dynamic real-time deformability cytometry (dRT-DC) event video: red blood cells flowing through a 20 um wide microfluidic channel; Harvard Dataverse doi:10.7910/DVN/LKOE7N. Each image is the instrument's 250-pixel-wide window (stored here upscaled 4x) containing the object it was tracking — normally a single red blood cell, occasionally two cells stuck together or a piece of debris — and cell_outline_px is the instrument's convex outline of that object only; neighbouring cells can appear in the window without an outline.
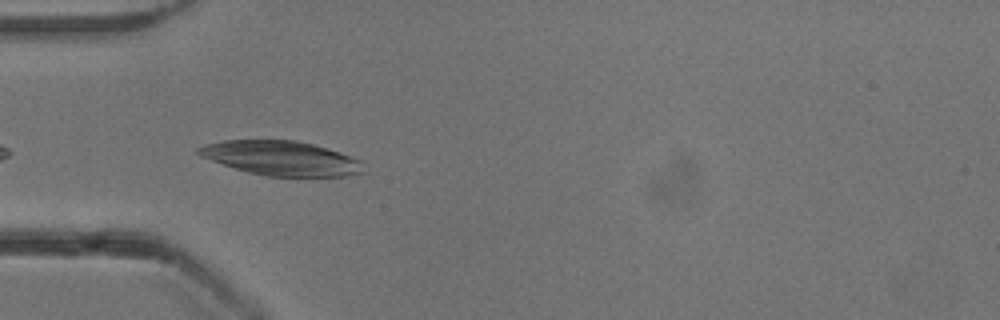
{"species": "common noctule bat (a hibernating species)", "species_latin": "Nyctalus noctula", "temperature_condition": "cold", "stored_images_in_passage": 35, "camera_frame_rate_fps": 3000, "um_per_image_px": 0.085, "animal": {"sex": "male", "body_mass_g": 13.3}, "frame": {"image": 1, "passage_image": 3, "time_ms": 0.667, "image_size_px": [1000, 320], "cell_outline_px": [[364, 172], [348, 176], [268, 176], [248, 172], [200, 156], [196, 152], [196, 148], [204, 144], [224, 140], [296, 140], [328, 148], [364, 160]], "centroid_in_image_um": [23.95, 13.44], "position_along_channel_um": 61.0, "area_um2": 33.18}}
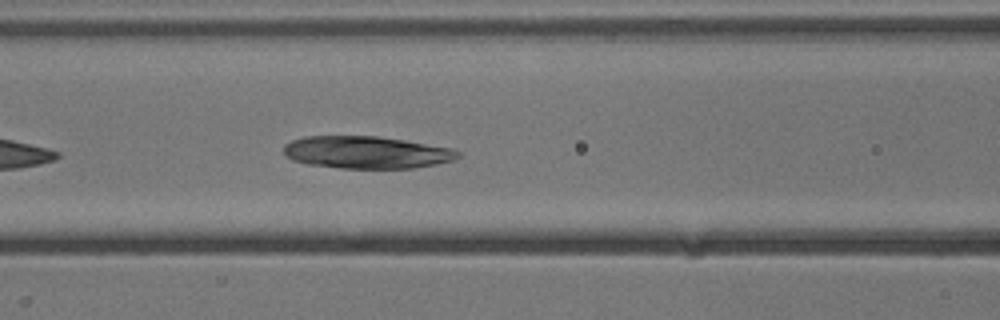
{"frame": {"image": 2, "passage_image": 9, "time_ms": 2.667, "image_size_px": [1000, 320], "cell_outline_px": [[460, 156], [452, 160], [436, 164], [412, 168], [340, 168], [308, 164], [292, 160], [284, 156], [284, 144], [292, 140], [304, 136], [376, 136], [404, 140], [452, 148], [460, 152]], "centroid_in_image_um": [31.11, 12.95], "position_along_channel_um": 135.5, "area_um2": 32.83}}
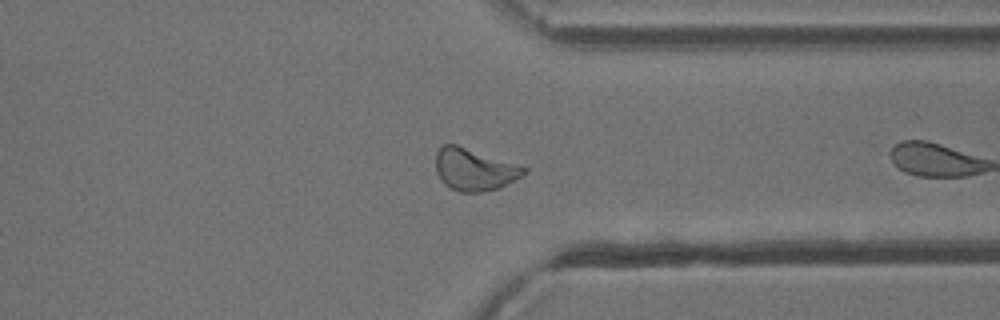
{"frame": {"image": 3, "passage_image": 22, "time_ms": 7.0, "image_size_px": [1000, 320], "cell_outline_px": [[528, 172], [500, 188], [480, 192], [460, 192], [444, 184], [436, 172], [436, 152], [444, 144], [456, 144], [520, 164], [528, 168]], "centroid_in_image_um": [40.35, 14.4], "position_along_channel_um": 371.1, "area_um2": 21.79}, "authors_computed_cell_mechanics": {"area_um2": 26.9348, "velocity_mm_per_s": 3.8483, "shape_relaxation_time_tau1_ms": null, "shape_relaxation_time_tau2_ms": 9.0888, "deformation_change_tau1": null, "deformation_change_tau2": 0.2018}}